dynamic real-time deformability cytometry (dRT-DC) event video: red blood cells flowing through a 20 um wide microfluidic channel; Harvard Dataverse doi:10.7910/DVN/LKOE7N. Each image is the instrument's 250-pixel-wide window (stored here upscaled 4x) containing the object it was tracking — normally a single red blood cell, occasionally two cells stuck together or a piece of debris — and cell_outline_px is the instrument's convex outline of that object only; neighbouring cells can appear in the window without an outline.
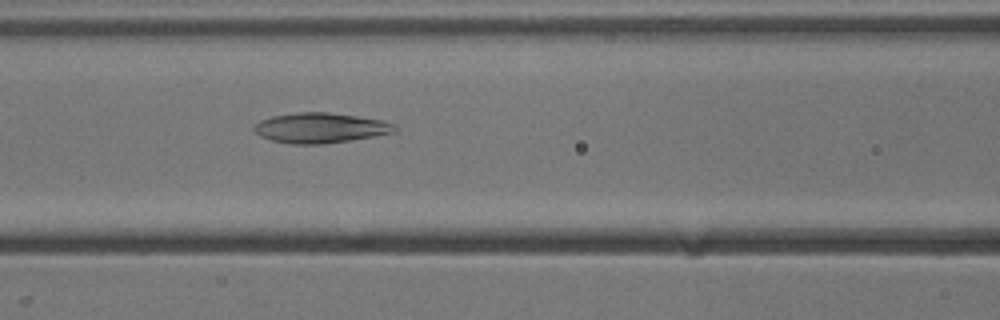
{"species": "common noctule bat (a hibernating species)", "species_latin": "Nyctalus noctula", "temperature_condition": "cold", "stored_images_in_passage": 45, "camera_frame_rate_fps": 3000, "um_per_image_px": 0.085, "animal": {"sex": "male", "body_mass_g": 13.3}, "frame": {"image": 1, "passage_image": 15, "time_ms": 4.667, "image_size_px": [1000, 320], "cell_outline_px": [[396, 128], [392, 132], [352, 140], [320, 144], [292, 144], [272, 140], [260, 136], [252, 128], [260, 120], [272, 116], [296, 112], [328, 112], [384, 120], [396, 124]], "centroid_in_image_um": [27.21, 10.86], "position_along_channel_um": 139.4, "area_um2": 24.57}}
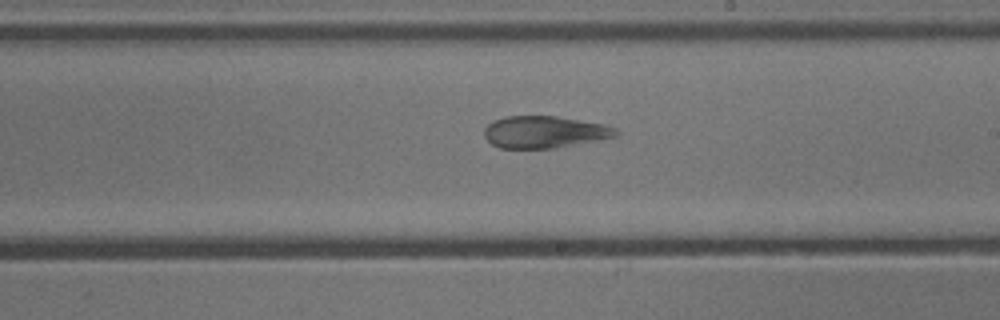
{"frame": {"image": 2, "passage_image": 23, "time_ms": 7.333, "image_size_px": [1000, 320], "cell_outline_px": [[620, 132], [616, 136], [556, 148], [500, 148], [492, 144], [484, 136], [484, 128], [488, 124], [504, 116], [556, 116], [604, 124], [616, 128]], "centroid_in_image_um": [46.27, 11.22], "position_along_channel_um": 242.7, "area_um2": 24.45}}
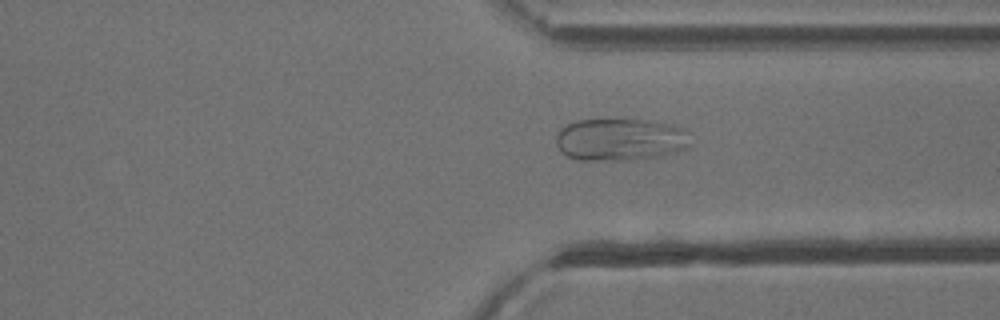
{"frame": {"image": 3, "passage_image": 32, "time_ms": 10.333, "image_size_px": [1000, 320], "cell_outline_px": [[692, 144], [688, 148], [660, 156], [632, 160], [580, 160], [568, 156], [556, 144], [556, 132], [560, 128], [576, 120], [604, 116], [624, 116], [648, 120], [668, 124], [684, 128], [688, 132]], "centroid_in_image_um": [52.73, 11.79], "position_along_channel_um": 358.7, "area_um2": 34.62}}